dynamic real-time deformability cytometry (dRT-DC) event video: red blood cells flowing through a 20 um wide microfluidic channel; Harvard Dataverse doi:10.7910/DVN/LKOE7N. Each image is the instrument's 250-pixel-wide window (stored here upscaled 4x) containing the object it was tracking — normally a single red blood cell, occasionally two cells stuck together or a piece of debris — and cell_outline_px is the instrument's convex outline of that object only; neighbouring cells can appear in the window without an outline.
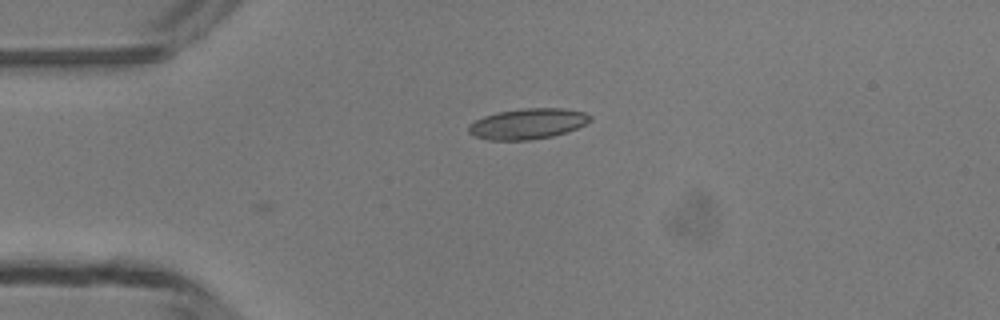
{"species": "common noctule bat (a hibernating species)", "species_latin": "Nyctalus noctula", "temperature_condition": "room temperature", "stored_images_in_passage": 2, "camera_frame_rate_fps": 3000, "um_per_image_px": 0.085, "animal": {"sex": "male", "body_mass_g": 13.3}, "frame": {"image": 1, "passage_image": 2, "time_ms": 0.333, "image_size_px": [1000, 320], "cell_outline_px": [[592, 120], [576, 128], [552, 136], [528, 140], [488, 140], [476, 136], [468, 132], [468, 124], [484, 116], [496, 112], [520, 108], [564, 108], [584, 112], [592, 116]], "centroid_in_image_um": [44.84, 10.51], "position_along_channel_um": 40.2, "area_um2": 21.68}}